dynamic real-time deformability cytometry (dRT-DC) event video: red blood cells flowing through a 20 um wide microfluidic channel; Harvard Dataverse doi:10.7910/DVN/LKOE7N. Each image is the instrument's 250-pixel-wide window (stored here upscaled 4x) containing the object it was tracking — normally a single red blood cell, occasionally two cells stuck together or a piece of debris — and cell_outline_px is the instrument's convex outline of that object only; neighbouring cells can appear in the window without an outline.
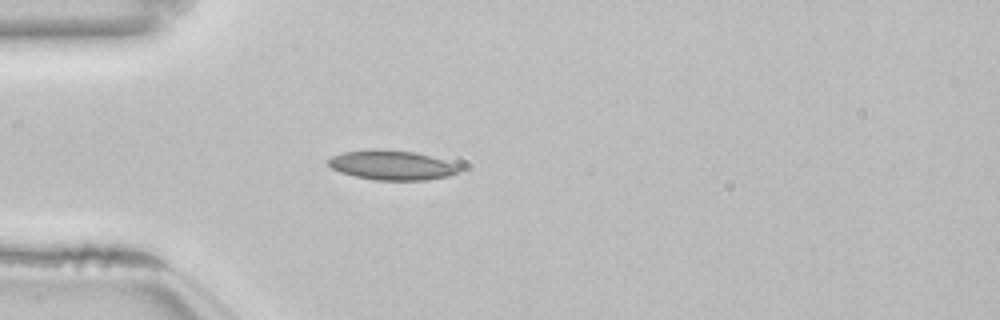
{"species": "common noctule bat (a hibernating species)", "species_latin": "Nyctalus noctula", "temperature_condition": "room temperature", "stored_images_in_passage": 39, "camera_frame_rate_fps": 3000, "um_per_image_px": 0.085, "animal": {"sex": "female", "body_mass_g": 22.7, "forearm_length_mm": 54.2}, "frame": {"image": 1, "passage_image": 1, "time_ms": 0.0, "image_size_px": [1000, 320], "cell_outline_px": [[460, 172], [448, 176], [424, 180], [376, 180], [356, 176], [340, 172], [332, 168], [328, 164], [328, 160], [332, 156], [344, 152], [372, 148], [376, 148], [412, 152], [428, 156], [456, 164], [460, 168]], "centroid_in_image_um": [33.27, 14.03], "position_along_channel_um": 51.7, "area_um2": 22.31}}